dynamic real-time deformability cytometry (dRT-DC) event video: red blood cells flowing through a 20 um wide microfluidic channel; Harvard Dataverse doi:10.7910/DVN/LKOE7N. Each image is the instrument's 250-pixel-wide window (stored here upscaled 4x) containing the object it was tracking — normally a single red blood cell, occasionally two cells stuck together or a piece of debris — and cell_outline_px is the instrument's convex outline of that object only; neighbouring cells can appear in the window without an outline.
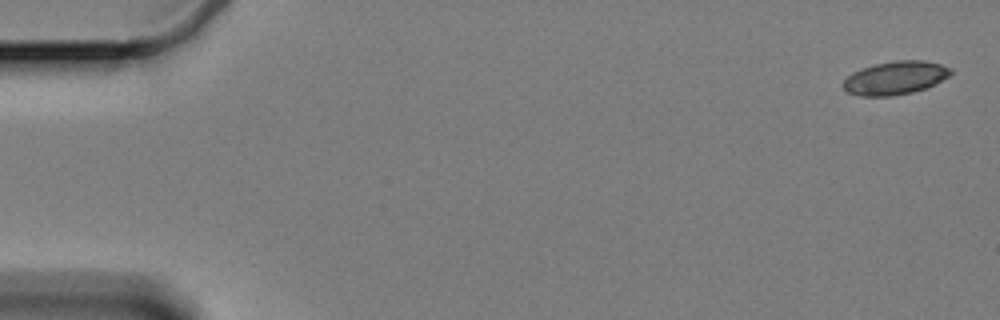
{"species": "Egyptian fruit bat (a non-hibernating species)", "species_latin": "Rousettus aegyptiacus", "temperature_condition": "cold", "stored_images_in_passage": 12, "camera_frame_rate_fps": 3000, "um_per_image_px": 0.085, "animal": {"sex": "female"}, "frame": {"image": 1, "passage_image": 1, "time_ms": 0.0, "image_size_px": [1000, 320], "cell_outline_px": [[952, 72], [948, 76], [924, 88], [912, 92], [888, 96], [860, 96], [848, 92], [844, 88], [844, 80], [852, 72], [876, 64], [896, 60], [920, 60], [940, 64], [952, 68]], "centroid_in_image_um": [76.08, 6.61], "position_along_channel_um": 8.9, "area_um2": 20.4}}